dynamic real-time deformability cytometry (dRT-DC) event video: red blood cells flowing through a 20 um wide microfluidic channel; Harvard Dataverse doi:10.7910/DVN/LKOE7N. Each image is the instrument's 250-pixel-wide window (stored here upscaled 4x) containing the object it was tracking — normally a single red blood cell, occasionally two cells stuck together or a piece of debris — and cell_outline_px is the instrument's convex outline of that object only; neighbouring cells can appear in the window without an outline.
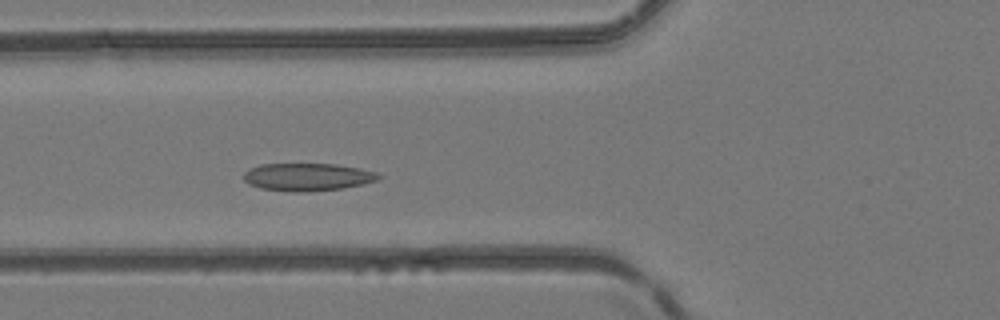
{"species": "common noctule bat (a hibernating species)", "species_latin": "Nyctalus noctula", "temperature_condition": "room temperature", "stored_images_in_passage": 4, "camera_frame_rate_fps": 3000, "um_per_image_px": 0.085, "animal": {"sex": "female", "body_mass_g": 24.6, "forearm_length_mm": 56.2}, "frame": {"image": 1, "passage_image": 4, "time_ms": 3.333, "image_size_px": [1000, 320], "cell_outline_px": [[380, 176], [376, 180], [364, 184], [340, 188], [308, 192], [292, 192], [260, 188], [248, 184], [244, 180], [244, 172], [260, 164], [336, 164], [360, 168], [376, 172]], "centroid_in_image_um": [26.12, 15.04], "position_along_channel_um": 99.7, "area_um2": 21.68}}